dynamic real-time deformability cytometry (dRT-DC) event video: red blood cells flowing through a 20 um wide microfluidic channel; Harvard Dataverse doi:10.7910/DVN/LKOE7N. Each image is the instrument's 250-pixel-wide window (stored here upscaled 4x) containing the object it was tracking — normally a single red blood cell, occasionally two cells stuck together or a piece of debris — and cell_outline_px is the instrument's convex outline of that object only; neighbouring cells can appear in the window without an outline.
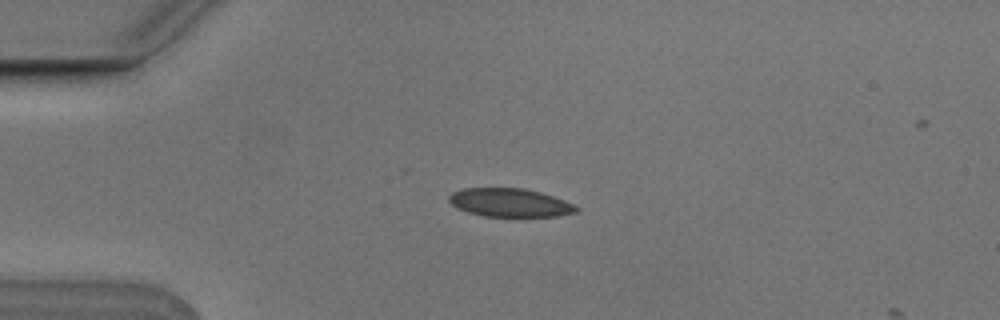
{"species": "Egyptian fruit bat (a non-hibernating species)", "species_latin": "Rousettus aegyptiacus", "temperature_condition": "cold", "stored_images_in_passage": 4, "camera_frame_rate_fps": 3000, "um_per_image_px": 0.085, "animal": {"sex": "male"}, "frame": {"image": 1, "passage_image": 3, "time_ms": 0.667, "image_size_px": [1000, 320], "cell_outline_px": [[580, 208], [576, 212], [556, 216], [484, 216], [468, 212], [456, 208], [448, 200], [448, 196], [452, 192], [464, 188], [524, 188], [540, 192], [564, 200]], "centroid_in_image_um": [43.31, 17.22], "position_along_channel_um": 41.7, "area_um2": 20.98}}